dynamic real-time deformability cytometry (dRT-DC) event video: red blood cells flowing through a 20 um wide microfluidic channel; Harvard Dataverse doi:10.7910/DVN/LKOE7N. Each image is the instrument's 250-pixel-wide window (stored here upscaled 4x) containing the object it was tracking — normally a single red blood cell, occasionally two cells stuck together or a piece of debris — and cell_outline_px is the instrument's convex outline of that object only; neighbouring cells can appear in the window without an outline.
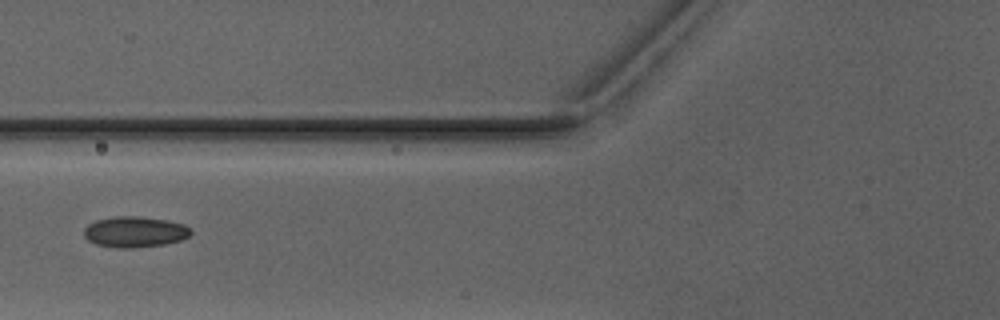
{"species": "Egyptian fruit bat (a non-hibernating species)", "species_latin": "Rousettus aegyptiacus", "temperature_condition": "warm", "stored_images_in_passage": 4, "camera_frame_rate_fps": 3000, "um_per_image_px": 0.085, "animal": {"sex": "male"}, "frame": {"image": 1, "passage_image": 4, "time_ms": 3.667, "image_size_px": [1000, 320], "cell_outline_px": [[192, 232], [188, 236], [180, 240], [164, 244], [132, 248], [120, 248], [96, 244], [88, 240], [84, 236], [84, 228], [88, 224], [96, 220], [116, 216], [140, 216], [168, 220], [184, 224]], "centroid_in_image_um": [11.44, 19.7], "position_along_channel_um": 114.4, "area_um2": 19.13}}